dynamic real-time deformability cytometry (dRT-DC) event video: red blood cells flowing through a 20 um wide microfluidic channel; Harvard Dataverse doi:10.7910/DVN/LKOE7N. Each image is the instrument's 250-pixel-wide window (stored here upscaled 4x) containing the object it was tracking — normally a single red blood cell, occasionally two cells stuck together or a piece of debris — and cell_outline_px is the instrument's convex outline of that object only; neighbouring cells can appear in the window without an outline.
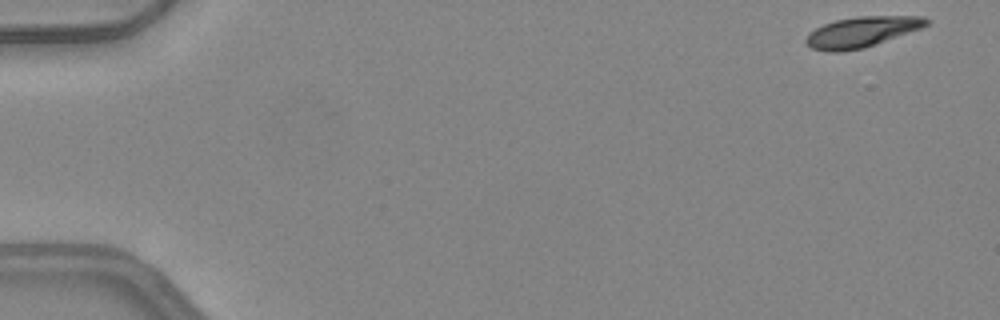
{"species": "common noctule bat (a hibernating species)", "species_latin": "Nyctalus noctula", "temperature_condition": "warm", "stored_images_in_passage": 42, "camera_frame_rate_fps": 3000, "um_per_image_px": 0.085, "animal": {"sex": "female", "body_mass_g": 24.6, "forearm_length_mm": 56.2}, "frame": {"image": 1, "passage_image": 1, "time_ms": 0.0, "image_size_px": [1000, 320], "cell_outline_px": [[932, 20], [928, 24], [920, 28], [864, 48], [840, 52], [828, 52], [812, 48], [804, 40], [808, 32], [824, 24], [836, 20], [856, 16], [924, 16]], "centroid_in_image_um": [73.23, 2.71], "position_along_channel_um": 11.8, "area_um2": 21.33}}
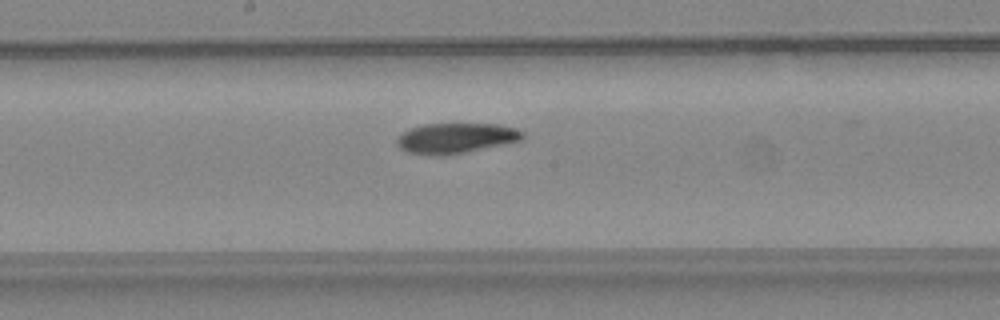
{"frame": {"image": 2, "passage_image": 26, "time_ms": 8.333, "image_size_px": [1000, 320], "cell_outline_px": [[524, 140], [444, 156], [436, 156], [408, 152], [400, 148], [396, 144], [396, 140], [404, 132], [420, 124], [500, 124], [516, 128], [524, 132]], "centroid_in_image_um": [38.77, 11.74], "position_along_channel_um": 209.4, "area_um2": 22.2}}
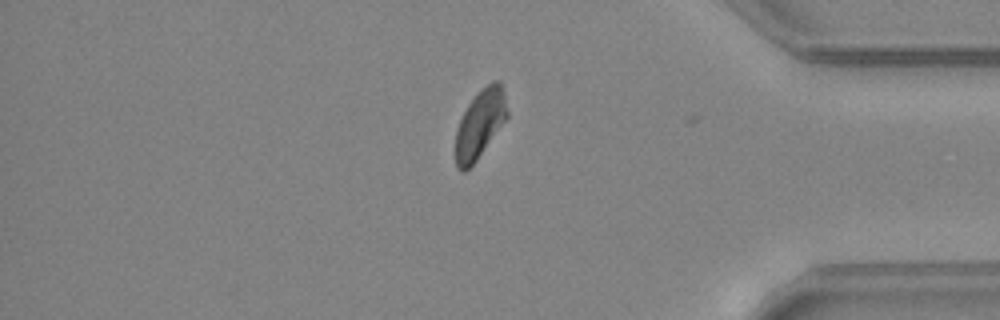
{"frame": {"image": 3, "passage_image": 41, "time_ms": 13.333, "image_size_px": [1000, 320], "cell_outline_px": [[508, 116], [476, 160], [464, 172], [460, 172], [456, 168], [456, 128], [468, 104], [492, 80], [500, 80], [504, 92], [508, 112]], "centroid_in_image_um": [40.8, 10.54], "position_along_channel_um": 394.4, "area_um2": 20.11}, "authors_computed_cell_mechanics": {"area_um2": 22.0796, "velocity_mm_per_s": 4.1754, "shape_relaxation_time_tau1_ms": 3.5152, "shape_relaxation_time_tau2_ms": null, "deformation_change_tau1": 0.1641, "deformation_change_tau2": null}}